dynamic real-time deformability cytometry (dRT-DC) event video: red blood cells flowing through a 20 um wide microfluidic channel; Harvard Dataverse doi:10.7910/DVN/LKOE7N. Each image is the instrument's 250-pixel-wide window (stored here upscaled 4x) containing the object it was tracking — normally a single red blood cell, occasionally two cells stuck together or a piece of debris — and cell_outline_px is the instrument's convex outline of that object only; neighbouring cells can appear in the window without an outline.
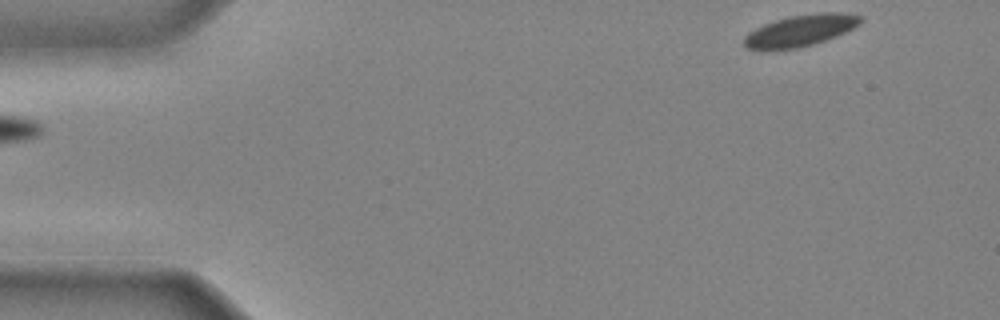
{"species": "common noctule bat (a hibernating species)", "species_latin": "Nyctalus noctula", "temperature_condition": "cold", "stored_images_in_passage": 36, "camera_frame_rate_fps": 3000, "um_per_image_px": 0.085, "animal": {"sex": "male", "body_mass_g": 20.4}, "frame": {"image": 1, "passage_image": 1, "time_ms": 0.0, "image_size_px": [1000, 320], "cell_outline_px": [[864, 20], [860, 24], [836, 36], [800, 48], [768, 52], [744, 48], [744, 36], [748, 32], [764, 24], [788, 16], [820, 12], [844, 12], [864, 16]], "centroid_in_image_um": [68.0, 2.62], "position_along_channel_um": 17.0, "area_um2": 21.96}}
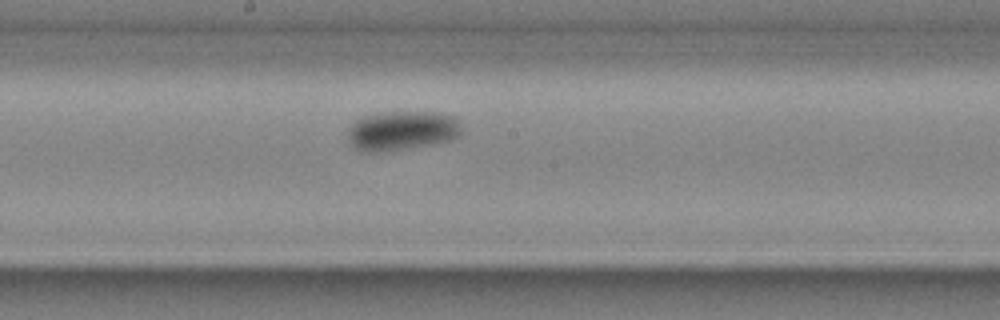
{"frame": {"image": 2, "passage_image": 21, "time_ms": 6.667, "image_size_px": [1000, 320], "cell_outline_px": [[460, 136], [452, 140], [436, 144], [388, 152], [360, 152], [348, 140], [348, 132], [352, 124], [356, 120], [364, 116], [376, 112], [440, 112], [456, 116], [460, 124]], "centroid_in_image_um": [34.19, 11.11], "position_along_channel_um": 214.0, "area_um2": 26.76}}
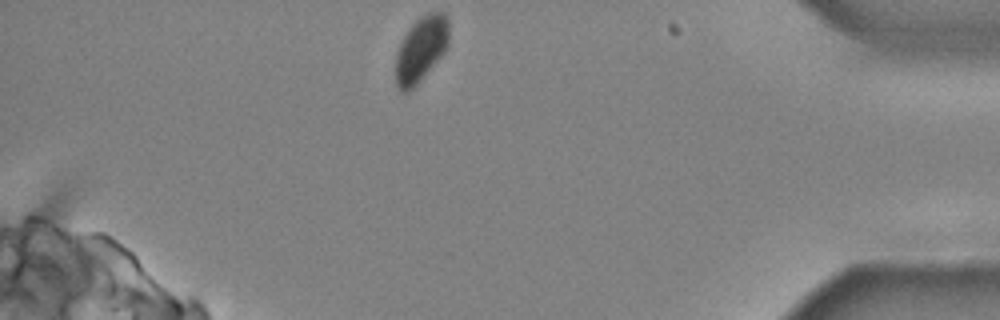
{"frame": {"image": 3, "passage_image": 36, "time_ms": 11.667, "image_size_px": [1000, 320], "cell_outline_px": [[448, 44], [444, 52], [420, 80], [408, 92], [400, 92], [396, 84], [396, 52], [408, 28], [420, 16], [428, 12], [444, 12], [448, 20]], "centroid_in_image_um": [35.77, 4.16], "position_along_channel_um": 399.4, "area_um2": 20.11}}